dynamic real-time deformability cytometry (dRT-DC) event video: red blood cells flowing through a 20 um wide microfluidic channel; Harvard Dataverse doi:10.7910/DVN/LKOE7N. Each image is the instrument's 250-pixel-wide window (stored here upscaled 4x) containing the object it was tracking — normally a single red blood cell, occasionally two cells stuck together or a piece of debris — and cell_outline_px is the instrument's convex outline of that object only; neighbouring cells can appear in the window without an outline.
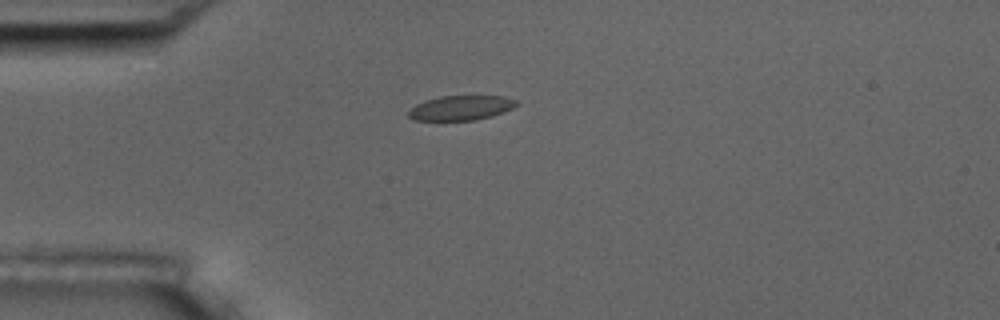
{"species": "common noctule bat (a hibernating species)", "species_latin": "Nyctalus noctula", "temperature_condition": "room temperature", "stored_images_in_passage": 12, "camera_frame_rate_fps": 3000, "um_per_image_px": 0.085, "animal": {"sex": "male", "body_mass_g": 17.5, "forearm_length_mm": 52.3}, "frame": {"image": 1, "passage_image": 1, "time_ms": 0.0, "image_size_px": [1000, 320], "cell_outline_px": [[520, 104], [512, 108], [492, 116], [476, 120], [412, 120], [408, 116], [408, 112], [416, 104], [424, 100], [440, 96], [504, 96], [516, 100]], "centroid_in_image_um": [39.18, 9.16], "position_along_channel_um": 45.8, "area_um2": 15.55}}
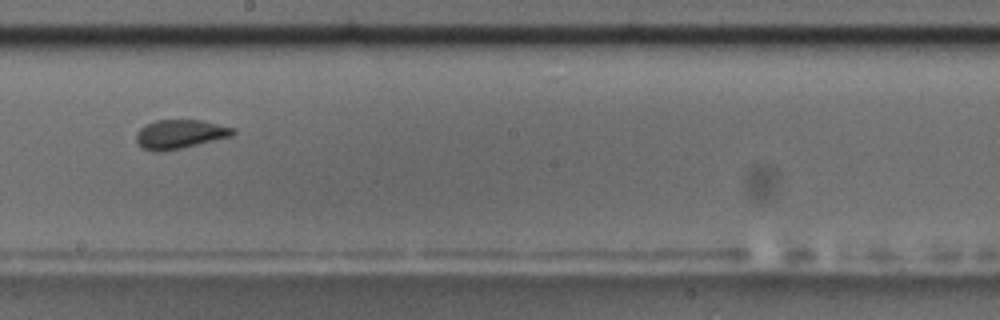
{"frame": {"image": 2, "passage_image": 6, "time_ms": 5.667, "image_size_px": [1000, 320], "cell_outline_px": [[236, 132], [232, 136], [184, 148], [160, 152], [152, 152], [144, 148], [136, 140], [136, 132], [144, 124], [156, 120], [200, 120], [236, 128]], "centroid_in_image_um": [15.3, 11.41], "position_along_channel_um": 232.9, "area_um2": 16.53}}